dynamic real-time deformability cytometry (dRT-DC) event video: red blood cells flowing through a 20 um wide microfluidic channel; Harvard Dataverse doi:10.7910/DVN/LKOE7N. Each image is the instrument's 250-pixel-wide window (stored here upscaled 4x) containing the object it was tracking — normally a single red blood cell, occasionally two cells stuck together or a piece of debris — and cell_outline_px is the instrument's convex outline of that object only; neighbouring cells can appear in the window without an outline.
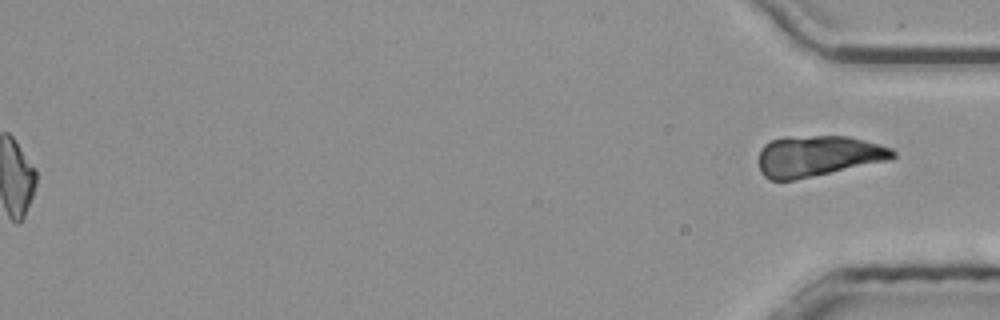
{"species": "common noctule bat (a hibernating species)", "species_latin": "Nyctalus noctula", "temperature_condition": "room temperature", "stored_images_in_passage": 55, "segment_of_instrument_passage": [2, 2], "camera_frame_rate_fps": 3000, "um_per_image_px": 0.085, "animal": {"sex": "male", "body_mass_g": 20.4}, "frame": {"image": 1, "passage_image": 55, "time_ms": 18.0, "image_size_px": [1000, 320], "cell_outline_px": [[896, 156], [892, 160], [796, 180], [768, 180], [760, 172], [760, 148], [768, 140], [784, 136], [848, 136], [880, 144], [892, 148], [896, 152]], "centroid_in_image_um": [69.54, 13.26], "position_along_channel_um": 365.7, "area_um2": 32.54}}